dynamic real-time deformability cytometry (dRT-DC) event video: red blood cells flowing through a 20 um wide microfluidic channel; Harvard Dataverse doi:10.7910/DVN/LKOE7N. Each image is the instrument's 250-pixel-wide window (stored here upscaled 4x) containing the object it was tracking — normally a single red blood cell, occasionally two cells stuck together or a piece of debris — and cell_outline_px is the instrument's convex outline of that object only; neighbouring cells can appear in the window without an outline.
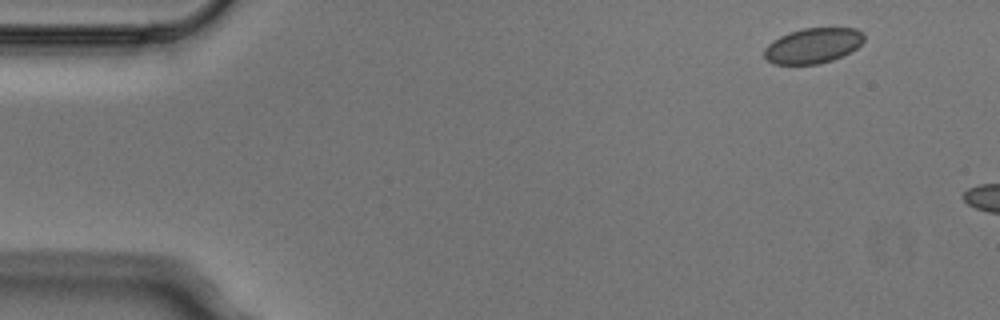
{"species": "Egyptian fruit bat (a non-hibernating species)", "species_latin": "Rousettus aegyptiacus", "temperature_condition": "cold", "stored_images_in_passage": 3, "camera_frame_rate_fps": 3000, "um_per_image_px": 0.085, "animal": {"sex": "male"}, "frame": {"image": 1, "passage_image": 1, "time_ms": 0.0, "image_size_px": [1000, 320], "cell_outline_px": [[864, 40], [856, 48], [844, 56], [820, 64], [772, 64], [764, 56], [764, 48], [772, 40], [788, 32], [804, 28], [856, 28], [864, 32]], "centroid_in_image_um": [69.1, 3.88], "position_along_channel_um": 15.9, "area_um2": 20.69}}